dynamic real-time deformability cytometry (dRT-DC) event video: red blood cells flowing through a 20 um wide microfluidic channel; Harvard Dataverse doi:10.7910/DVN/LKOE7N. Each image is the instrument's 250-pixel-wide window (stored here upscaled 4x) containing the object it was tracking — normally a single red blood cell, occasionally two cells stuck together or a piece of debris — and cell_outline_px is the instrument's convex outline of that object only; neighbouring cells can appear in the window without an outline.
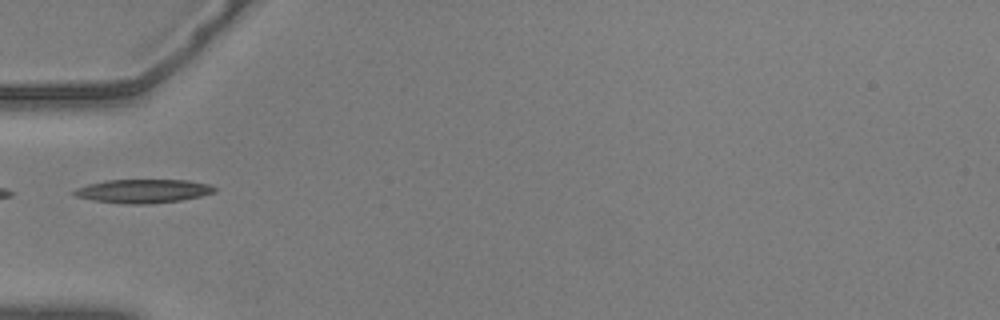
{"species": "common noctule bat (a hibernating species)", "species_latin": "Nyctalus noctula", "temperature_condition": "warm", "stored_images_in_passage": 6, "camera_frame_rate_fps": 3000, "um_per_image_px": 0.085, "animal": {"sex": "male", "body_mass_g": 20.5, "forearm_length_mm": 52.5}, "frame": {"image": 1, "passage_image": 1, "time_ms": 0.0, "image_size_px": [1000, 320], "cell_outline_px": [[216, 192], [200, 196], [180, 200], [152, 204], [124, 204], [92, 200], [76, 196], [72, 192], [76, 188], [88, 184], [104, 180], [188, 180], [208, 184], [216, 188]], "centroid_in_image_um": [12.15, 16.24], "position_along_channel_um": 72.8, "area_um2": 19.42}}